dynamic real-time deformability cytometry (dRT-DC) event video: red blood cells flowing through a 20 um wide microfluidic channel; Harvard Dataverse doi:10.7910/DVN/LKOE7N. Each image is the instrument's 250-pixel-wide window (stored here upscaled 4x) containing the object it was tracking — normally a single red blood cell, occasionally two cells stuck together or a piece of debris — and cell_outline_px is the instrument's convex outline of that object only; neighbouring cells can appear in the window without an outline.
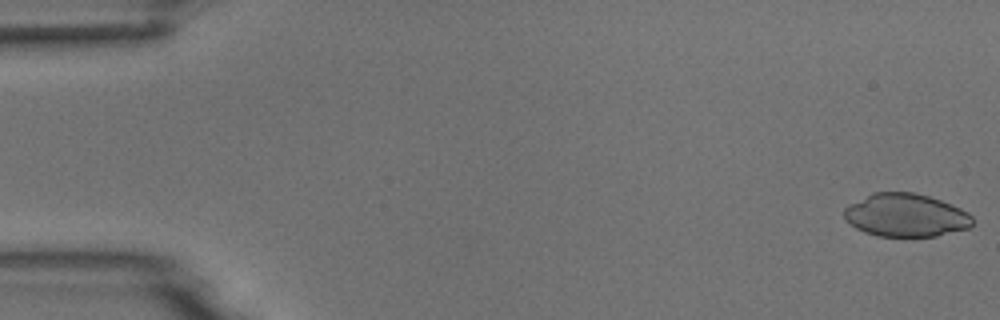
{"species": "common noctule bat (a hibernating species)", "species_latin": "Nyctalus noctula", "temperature_condition": "room temperature", "stored_images_in_passage": 4, "camera_frame_rate_fps": 3000, "um_per_image_px": 0.085, "animal": {"sex": "male", "body_mass_g": 18.8}, "frame": {"image": 1, "passage_image": 1, "time_ms": 0.0, "image_size_px": [1000, 320], "cell_outline_px": [[972, 224], [968, 228], [936, 236], [876, 236], [864, 232], [856, 228], [844, 216], [844, 208], [848, 204], [872, 192], [912, 192], [928, 196], [952, 204], [968, 212], [972, 216]], "centroid_in_image_um": [76.98, 18.29], "position_along_channel_um": 8.0, "area_um2": 32.19}}